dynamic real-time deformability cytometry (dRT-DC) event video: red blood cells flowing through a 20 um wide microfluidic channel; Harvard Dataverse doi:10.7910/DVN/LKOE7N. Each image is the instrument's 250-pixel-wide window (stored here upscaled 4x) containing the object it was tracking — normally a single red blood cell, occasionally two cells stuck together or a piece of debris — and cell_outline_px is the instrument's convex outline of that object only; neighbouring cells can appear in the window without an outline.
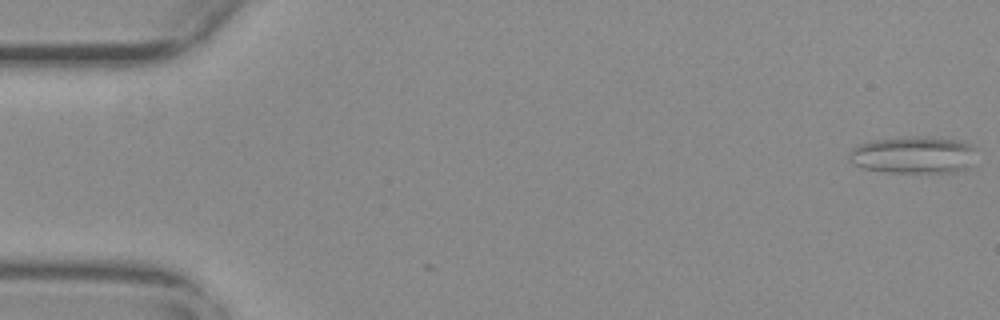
{"species": "common noctule bat (a hibernating species)", "species_latin": "Nyctalus noctula", "temperature_condition": "warm", "stored_images_in_passage": 11, "camera_frame_rate_fps": 3000, "um_per_image_px": 0.085, "animal": {"sex": "female", "body_mass_g": 29.2, "forearm_length_mm": 56.3}, "frame": {"image": 1, "passage_image": 1, "time_ms": 0.0, "image_size_px": [1000, 320], "cell_outline_px": [[976, 148], [968, 168], [960, 172], [888, 172], [864, 168], [856, 164], [848, 156], [852, 148], [860, 144], [872, 140], [904, 136], [928, 136], [964, 140]], "centroid_in_image_um": [77.69, 13.14], "position_along_channel_um": 7.3, "area_um2": 27.74}}